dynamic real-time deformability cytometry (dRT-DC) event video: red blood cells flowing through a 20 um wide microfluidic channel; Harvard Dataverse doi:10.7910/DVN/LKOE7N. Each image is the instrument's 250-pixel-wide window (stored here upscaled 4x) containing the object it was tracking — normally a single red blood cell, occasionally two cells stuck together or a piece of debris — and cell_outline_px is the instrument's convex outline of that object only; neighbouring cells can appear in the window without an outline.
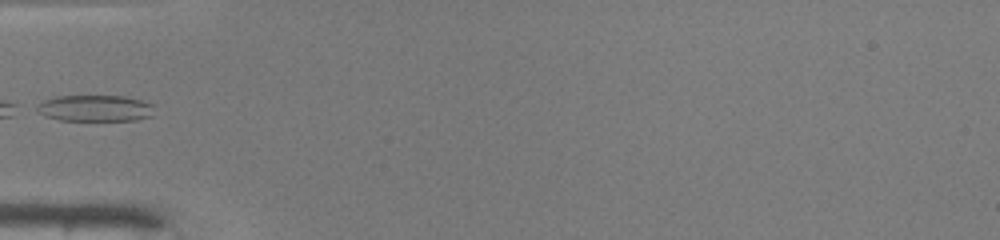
{"species": "common noctule bat (a hibernating species)", "species_latin": "Nyctalus noctula", "temperature_condition": "warm", "stored_images_in_passage": 16, "camera_frame_rate_fps": 3000, "um_per_image_px": 0.085, "animal": {"sex": "male", "body_mass_g": 19.0, "forearm_length_mm": 50.8}, "frame": {"image": 1, "passage_image": 1, "time_ms": 0.0, "image_size_px": [1000, 240], "cell_outline_px": [[156, 104], [152, 116], [136, 120], [60, 120], [44, 116], [36, 112], [36, 104], [44, 100], [56, 96], [124, 96]], "centroid_in_image_um": [8.09, 9.2], "position_along_channel_um": 76.9, "area_um2": 18.26}}
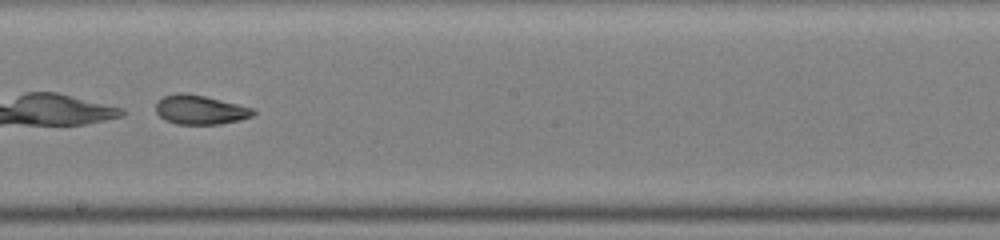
{"frame": {"image": 2, "passage_image": 12, "time_ms": 3.667, "image_size_px": [1000, 240], "cell_outline_px": [[256, 112], [252, 116], [240, 120], [220, 124], [176, 124], [164, 120], [156, 112], [156, 100], [164, 96], [176, 92], [184, 92], [204, 96], [252, 108]], "centroid_in_image_um": [16.96, 9.33], "position_along_channel_um": 231.2, "area_um2": 16.59}}